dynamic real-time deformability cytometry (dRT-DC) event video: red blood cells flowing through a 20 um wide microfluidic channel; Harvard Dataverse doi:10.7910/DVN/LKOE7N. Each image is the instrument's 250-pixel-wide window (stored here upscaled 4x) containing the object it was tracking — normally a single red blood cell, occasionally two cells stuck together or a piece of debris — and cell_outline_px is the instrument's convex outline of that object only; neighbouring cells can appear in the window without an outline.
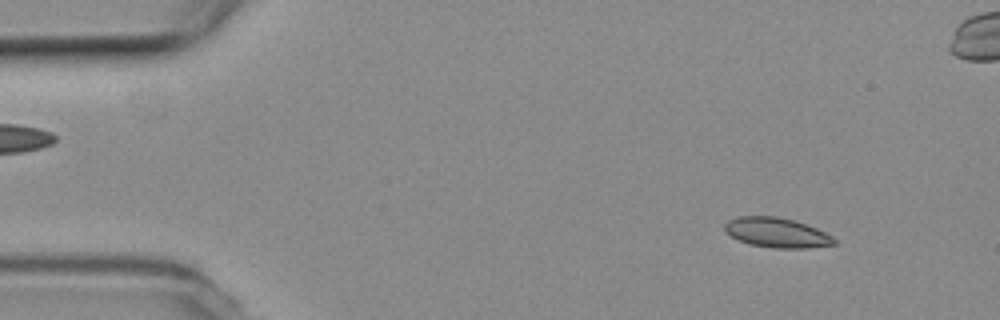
{"species": "common noctule bat (a hibernating species)", "species_latin": "Nyctalus noctula", "temperature_condition": "room temperature", "stored_images_in_passage": 4, "camera_frame_rate_fps": 3000, "um_per_image_px": 0.085, "animal": {"sex": "female", "body_mass_g": 19.3, "forearm_length_mm": 54.1}, "frame": {"image": 1, "passage_image": 1, "time_ms": 0.0, "image_size_px": [1000, 320], "cell_outline_px": [[836, 244], [808, 248], [772, 248], [748, 244], [724, 232], [724, 224], [728, 220], [740, 216], [776, 216], [796, 220], [816, 228], [832, 236], [836, 240]], "centroid_in_image_um": [66.02, 19.77], "position_along_channel_um": 19.0, "area_um2": 19.13}}